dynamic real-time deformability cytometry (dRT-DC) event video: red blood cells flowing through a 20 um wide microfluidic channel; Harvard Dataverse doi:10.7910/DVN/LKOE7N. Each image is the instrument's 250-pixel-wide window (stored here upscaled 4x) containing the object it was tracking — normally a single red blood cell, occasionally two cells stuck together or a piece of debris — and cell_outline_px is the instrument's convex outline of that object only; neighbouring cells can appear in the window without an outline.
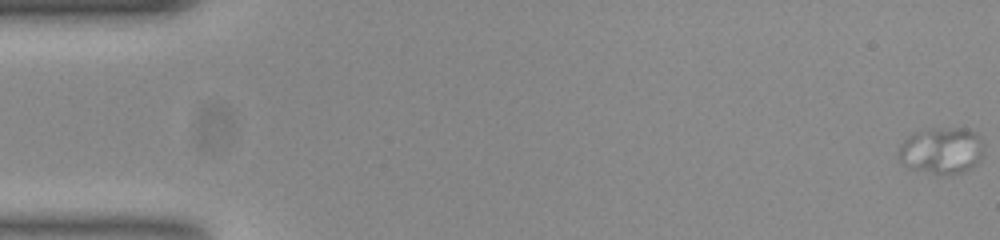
{"species": "common noctule bat (a hibernating species)", "species_latin": "Nyctalus noctula", "temperature_condition": "room temperature", "stored_images_in_passage": 52, "camera_frame_rate_fps": 3000, "um_per_image_px": 0.085, "animal": {"sex": "female", "body_mass_g": 23.0, "forearm_length_mm": 53.4}, "frame": {"image": 1, "passage_image": 1, "time_ms": 0.0, "image_size_px": [1000, 240], "cell_outline_px": [[984, 156], [976, 164], [964, 172], [932, 172], [912, 168], [900, 160], [896, 152], [900, 144], [912, 132], [932, 128], [968, 128], [976, 132], [984, 144]], "centroid_in_image_um": [80.06, 12.74], "position_along_channel_um": 4.9, "area_um2": 23.06}}
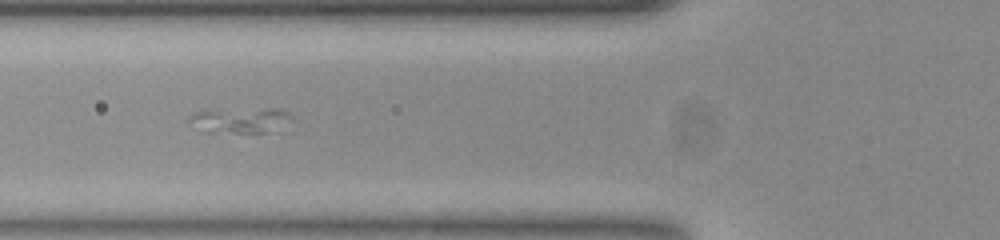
{"frame": {"image": 2, "passage_image": 22, "time_ms": 7.0, "image_size_px": [1000, 240], "cell_outline_px": [[292, 120], [264, 132], [204, 132], [188, 120], [188, 116], [192, 112], [272, 108], [288, 112], [292, 116]], "centroid_in_image_um": [20.37, 10.22], "position_along_channel_um": 105.4, "area_um2": 14.39}}
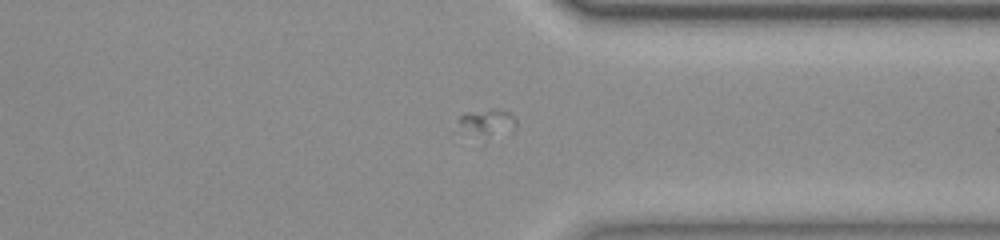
{"frame": {"image": 3, "passage_image": 44, "time_ms": 14.333, "image_size_px": [1000, 240], "cell_outline_px": [[516, 128], [512, 132], [480, 148], [460, 124], [460, 116], [464, 112], [492, 108], [496, 108], [508, 112], [516, 116]], "centroid_in_image_um": [41.46, 10.62], "position_along_channel_um": 369.9, "area_um2": 10.98}}